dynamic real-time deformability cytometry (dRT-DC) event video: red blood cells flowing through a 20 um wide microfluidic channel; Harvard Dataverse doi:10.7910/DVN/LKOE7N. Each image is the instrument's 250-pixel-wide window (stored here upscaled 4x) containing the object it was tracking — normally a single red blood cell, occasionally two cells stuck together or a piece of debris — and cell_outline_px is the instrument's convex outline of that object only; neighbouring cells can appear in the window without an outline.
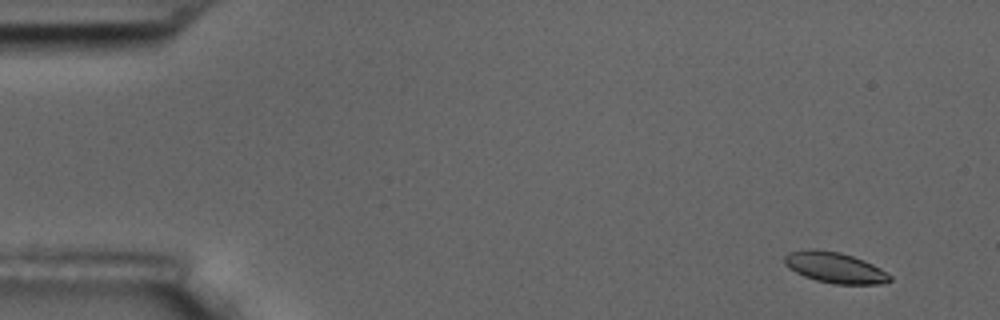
{"species": "common noctule bat (a hibernating species)", "species_latin": "Nyctalus noctula", "temperature_condition": "room temperature", "stored_images_in_passage": 4, "camera_frame_rate_fps": 3000, "um_per_image_px": 0.085, "animal": {"sex": "male", "body_mass_g": 17.5, "forearm_length_mm": 52.3}, "frame": {"image": 1, "passage_image": 1, "time_ms": 0.0, "image_size_px": [1000, 320], "cell_outline_px": [[892, 280], [884, 284], [832, 284], [816, 280], [804, 276], [788, 268], [784, 264], [784, 256], [788, 252], [808, 248], [816, 248], [840, 252], [864, 260], [880, 268], [892, 276]], "centroid_in_image_um": [70.95, 22.73], "position_along_channel_um": 14.1, "area_um2": 19.19}}
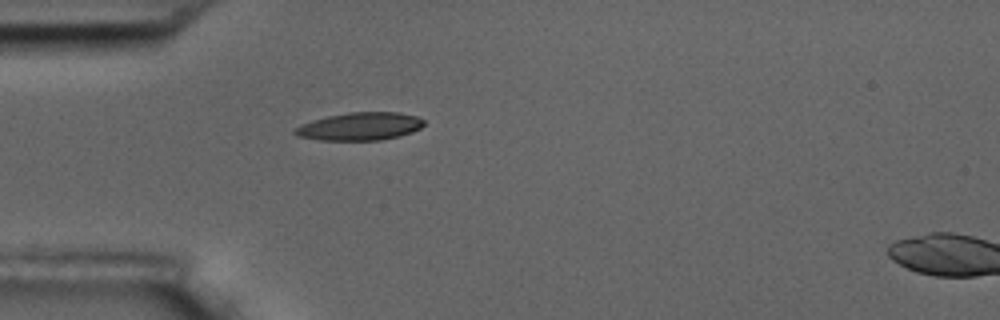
{"frame": {"image": 2, "passage_image": 3, "time_ms": 26.667, "image_size_px": [1000, 320], "cell_outline_px": [[424, 124], [420, 128], [412, 132], [400, 136], [380, 140], [320, 140], [296, 136], [292, 132], [300, 124], [312, 120], [328, 116], [348, 112], [396, 112], [416, 116], [424, 120]], "centroid_in_image_um": [30.57, 10.74], "position_along_channel_um": 54.4, "area_um2": 20.98}}